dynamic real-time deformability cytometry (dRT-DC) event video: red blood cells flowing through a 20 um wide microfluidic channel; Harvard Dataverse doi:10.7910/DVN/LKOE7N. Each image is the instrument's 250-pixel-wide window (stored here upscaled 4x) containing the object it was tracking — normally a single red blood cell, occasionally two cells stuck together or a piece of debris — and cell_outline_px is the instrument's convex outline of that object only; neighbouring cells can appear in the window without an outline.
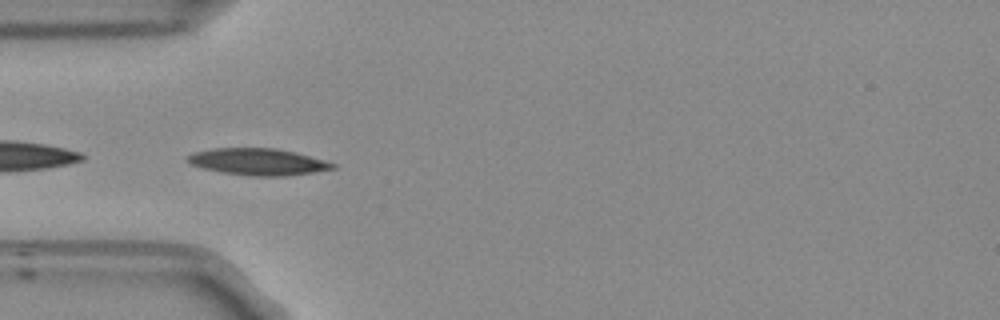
{"species": "Egyptian fruit bat (a non-hibernating species)", "species_latin": "Rousettus aegyptiacus", "temperature_condition": "room temperature", "stored_images_in_passage": 38, "camera_frame_rate_fps": 3000, "um_per_image_px": 0.085, "frame": {"image": 1, "passage_image": 1, "time_ms": 0.0, "image_size_px": [1000, 320], "cell_outline_px": [[336, 168], [288, 176], [248, 176], [220, 172], [204, 168], [192, 164], [184, 160], [184, 156], [192, 152], [212, 148], [276, 148], [296, 152], [324, 160], [336, 164]], "centroid_in_image_um": [21.88, 13.75], "position_along_channel_um": 63.1, "area_um2": 22.83}}
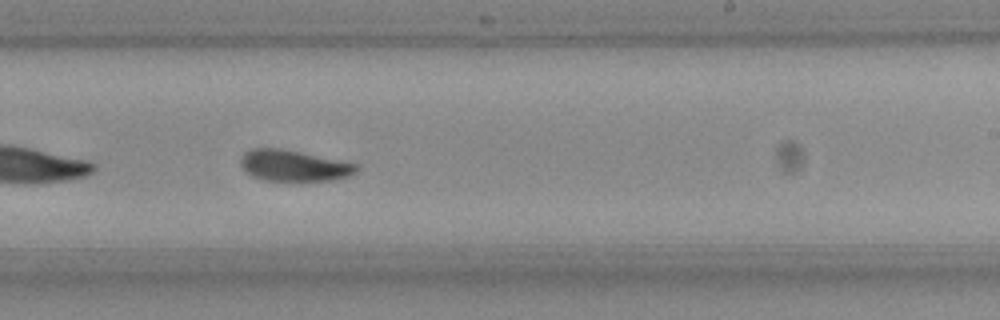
{"frame": {"image": 2, "passage_image": 17, "time_ms": 5.333, "image_size_px": [1000, 320], "cell_outline_px": [[360, 168], [352, 176], [332, 180], [264, 180], [252, 176], [240, 164], [240, 160], [244, 152], [252, 148], [280, 148], [340, 160], [356, 164]], "centroid_in_image_um": [24.99, 14.07], "position_along_channel_um": 264.0, "area_um2": 20.87}}
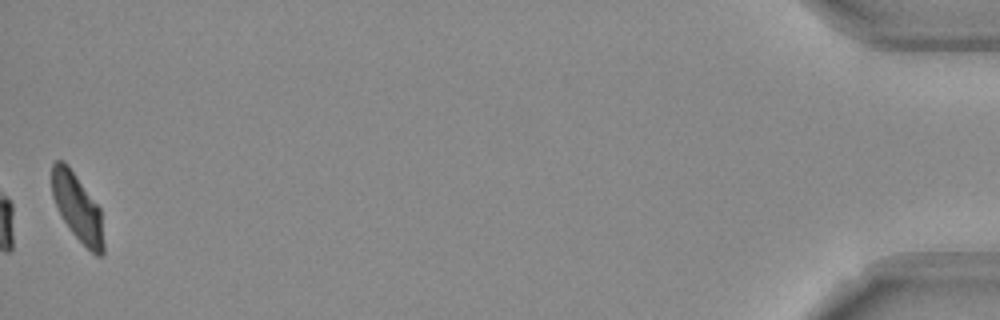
{"frame": {"image": 3, "passage_image": 38, "time_ms": 12.333, "image_size_px": [1000, 320], "cell_outline_px": [[104, 256], [96, 256], [72, 232], [64, 220], [52, 196], [52, 164], [56, 160], [64, 160], [68, 164], [100, 208], [104, 244]], "centroid_in_image_um": [6.59, 17.62], "position_along_channel_um": 428.6, "area_um2": 20.06}, "authors_computed_cell_mechanics": {"area_um2": 21.675, "velocity_mm_per_s": 3.7732, "shape_relaxation_time_tau1_ms": 5.9541, "shape_relaxation_time_tau2_ms": 5.0749, "deformation_change_tau1": 0.1426, "deformation_change_tau2": 0.0872}}